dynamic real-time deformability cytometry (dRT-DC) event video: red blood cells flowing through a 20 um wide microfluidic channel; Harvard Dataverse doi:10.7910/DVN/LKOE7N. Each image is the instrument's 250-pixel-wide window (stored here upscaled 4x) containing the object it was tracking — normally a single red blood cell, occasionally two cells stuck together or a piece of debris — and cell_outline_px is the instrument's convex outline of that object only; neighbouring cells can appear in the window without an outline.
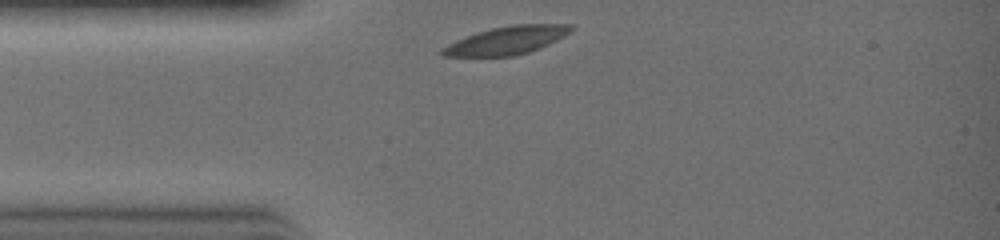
{"species": "common noctule bat (a hibernating species)", "species_latin": "Nyctalus noctula", "temperature_condition": "warm", "stored_images_in_passage": 17, "camera_frame_rate_fps": 3000, "um_per_image_px": 0.085, "animal": {"sex": "female", "body_mass_g": 19.0, "forearm_length_mm": 51.5}, "frame": {"image": 1, "passage_image": 1, "time_ms": 0.0, "image_size_px": [1000, 240], "cell_outline_px": [[572, 28], [564, 36], [540, 48], [528, 52], [512, 56], [440, 56], [440, 48], [456, 40], [476, 32], [492, 28], [512, 24], [572, 24]], "centroid_in_image_um": [43.03, 3.43], "position_along_channel_um": 42.0, "area_um2": 20.92}}
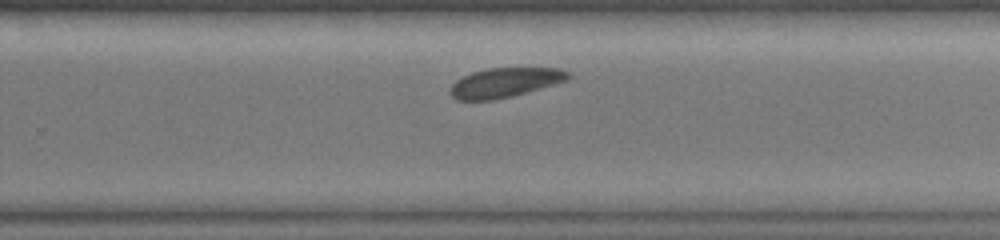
{"frame": {"image": 2, "passage_image": 14, "time_ms": 4.333, "image_size_px": [1000, 240], "cell_outline_px": [[572, 76], [568, 80], [512, 96], [492, 100], [456, 100], [448, 92], [448, 88], [456, 80], [472, 72], [488, 68], [560, 68], [568, 72]], "centroid_in_image_um": [42.89, 7.02], "position_along_channel_um": 286.9, "area_um2": 20.29}}
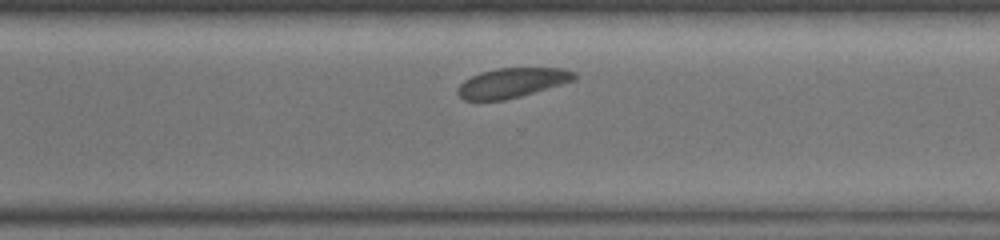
{"frame": {"image": 3, "passage_image": 16, "time_ms": 5.0, "image_size_px": [1000, 240], "cell_outline_px": [[576, 80], [520, 96], [504, 100], [464, 100], [456, 92], [456, 88], [464, 80], [480, 72], [496, 68], [568, 68], [576, 72]], "centroid_in_image_um": [43.53, 7.02], "position_along_channel_um": 327.1, "area_um2": 20.23}}